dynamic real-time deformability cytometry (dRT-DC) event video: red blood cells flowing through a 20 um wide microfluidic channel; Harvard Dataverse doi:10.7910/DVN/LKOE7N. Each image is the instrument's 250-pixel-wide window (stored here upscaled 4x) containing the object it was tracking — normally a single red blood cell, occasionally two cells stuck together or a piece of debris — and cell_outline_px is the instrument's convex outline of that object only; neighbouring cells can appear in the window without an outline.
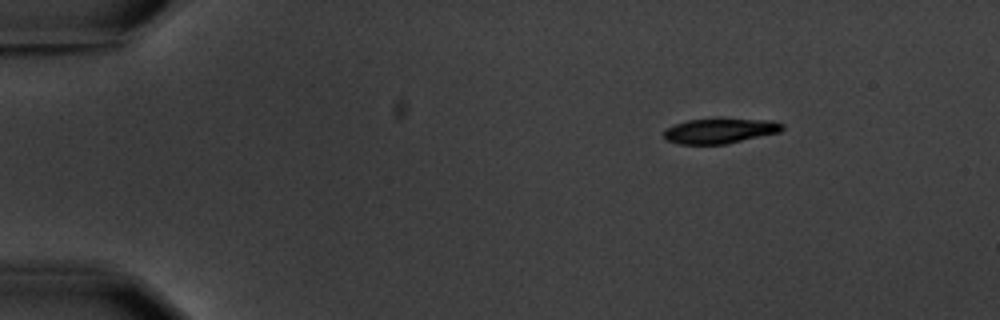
{"species": "common noctule bat (a hibernating species)", "species_latin": "Nyctalus noctula", "temperature_condition": "warm", "stored_images_in_passage": 7, "camera_frame_rate_fps": 3000, "um_per_image_px": 0.085, "animal": {"sex": "male", "body_mass_g": 20.1, "forearm_length_mm": 53.5}, "frame": {"image": 1, "passage_image": 1, "time_ms": 0.0, "image_size_px": [1000, 320], "cell_outline_px": [[784, 128], [780, 132], [724, 144], [680, 144], [664, 140], [664, 128], [688, 120], [712, 116], [772, 120], [784, 124]], "centroid_in_image_um": [61.19, 11.07], "position_along_channel_um": 23.8, "area_um2": 18.09}}
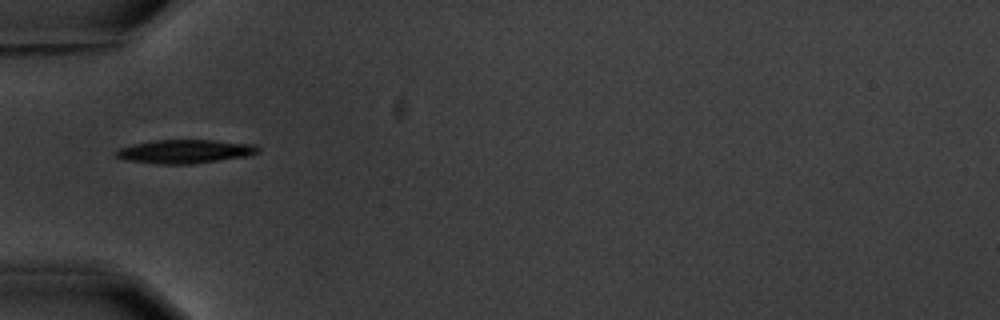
{"frame": {"image": 2, "passage_image": 4, "time_ms": 3.667, "image_size_px": [1000, 320], "cell_outline_px": [[260, 152], [252, 156], [192, 164], [156, 164], [124, 160], [116, 156], [112, 152], [116, 148], [152, 140], [212, 140], [256, 144], [260, 148]], "centroid_in_image_um": [15.73, 12.88], "position_along_channel_um": 69.3, "area_um2": 20.11}}
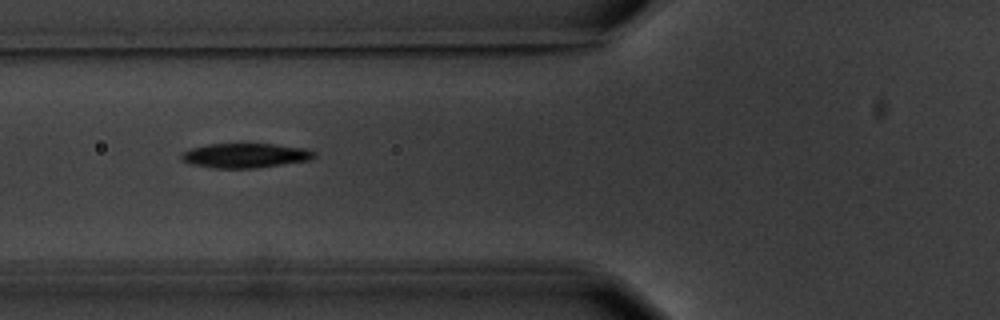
{"frame": {"image": 3, "passage_image": 5, "time_ms": 4.667, "image_size_px": [1000, 320], "cell_outline_px": [[316, 156], [308, 160], [256, 168], [212, 168], [196, 164], [184, 160], [180, 156], [184, 152], [192, 148], [208, 144], [276, 144], [312, 148], [316, 152]], "centroid_in_image_um": [20.96, 13.2], "position_along_channel_um": 104.8, "area_um2": 18.9}}